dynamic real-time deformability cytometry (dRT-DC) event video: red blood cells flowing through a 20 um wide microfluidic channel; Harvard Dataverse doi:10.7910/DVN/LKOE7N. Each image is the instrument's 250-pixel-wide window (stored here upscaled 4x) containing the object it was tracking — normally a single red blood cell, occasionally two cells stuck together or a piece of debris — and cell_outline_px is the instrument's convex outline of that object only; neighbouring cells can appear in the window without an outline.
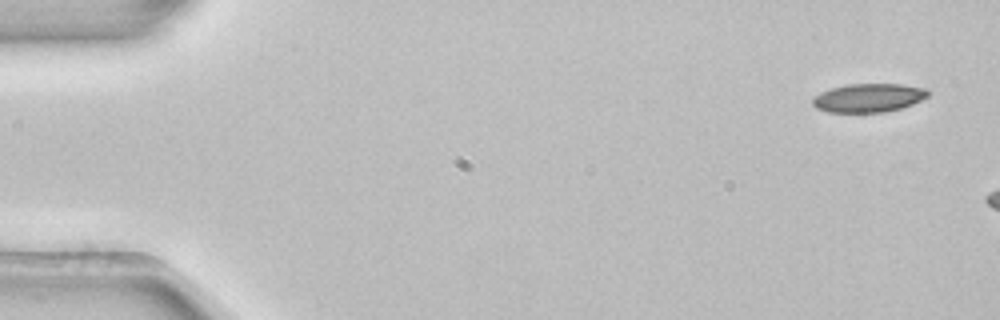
{"species": "common noctule bat (a hibernating species)", "species_latin": "Nyctalus noctula", "temperature_condition": "room temperature", "stored_images_in_passage": 5, "camera_frame_rate_fps": 3000, "um_per_image_px": 0.085, "animal": {"sex": "female", "body_mass_g": 22.7, "forearm_length_mm": 54.2}, "frame": {"image": 1, "passage_image": 1, "time_ms": 0.0, "image_size_px": [1000, 320], "cell_outline_px": [[928, 96], [912, 104], [900, 108], [884, 112], [828, 112], [816, 108], [812, 104], [812, 96], [820, 92], [832, 88], [848, 84], [900, 84], [924, 88], [928, 92]], "centroid_in_image_um": [73.77, 8.31], "position_along_channel_um": 11.2, "area_um2": 19.13}}
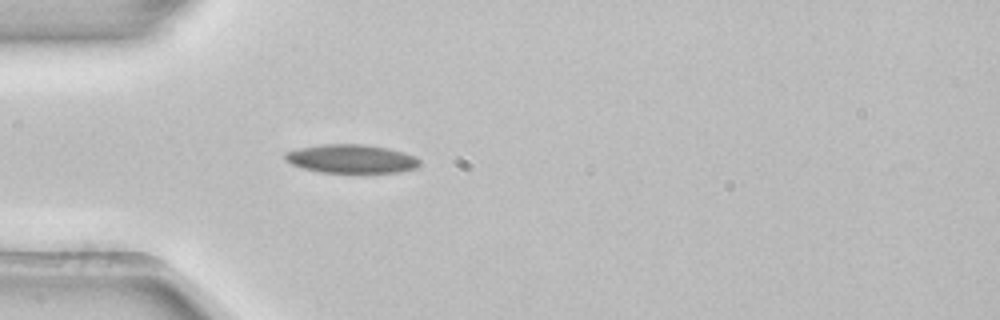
{"frame": {"image": 2, "passage_image": 5, "time_ms": 1.333, "image_size_px": [1000, 320], "cell_outline_px": [[420, 164], [416, 168], [400, 172], [320, 172], [304, 168], [292, 164], [284, 160], [284, 152], [296, 148], [320, 144], [364, 144], [388, 148], [404, 152], [416, 156], [420, 160]], "centroid_in_image_um": [29.85, 13.48], "position_along_channel_um": 55.1, "area_um2": 22.6}}